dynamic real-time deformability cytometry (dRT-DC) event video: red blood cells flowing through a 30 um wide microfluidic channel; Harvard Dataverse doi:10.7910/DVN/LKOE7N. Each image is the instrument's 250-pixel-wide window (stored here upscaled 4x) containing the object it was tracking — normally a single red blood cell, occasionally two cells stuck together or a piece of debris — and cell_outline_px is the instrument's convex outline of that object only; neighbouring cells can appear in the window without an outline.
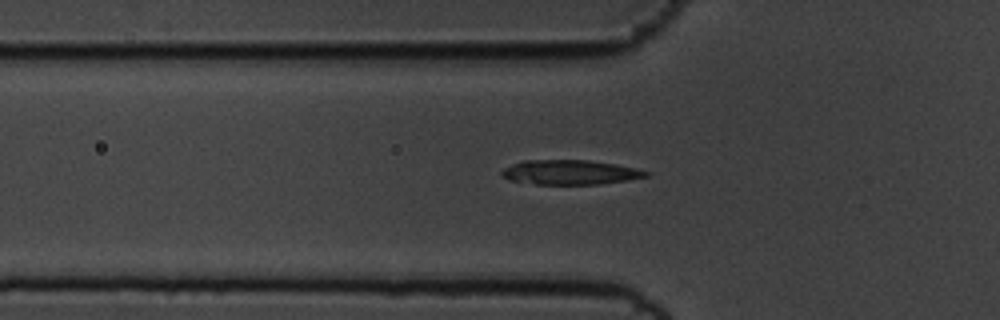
{"species": "common noctule bat (a hibernating species)", "species_latin": "Nyctalus noctula", "temperature_condition": "cold", "stored_images_in_passage": 49, "camera_frame_rate_fps": 3000, "um_per_image_px": 0.085, "animal": {"sex": "male", "body_mass_g": 19.5, "forearm_length_mm": 54.6}, "frame": {"image": 1, "passage_image": 15, "time_ms": 4.667, "image_size_px": [1000, 320], "cell_outline_px": [[652, 172], [648, 176], [628, 180], [600, 184], [536, 184], [508, 180], [500, 172], [504, 168], [512, 164], [524, 160], [588, 160], [616, 164]], "centroid_in_image_um": [48.47, 14.64], "position_along_channel_um": 77.3, "area_um2": 20.63}}
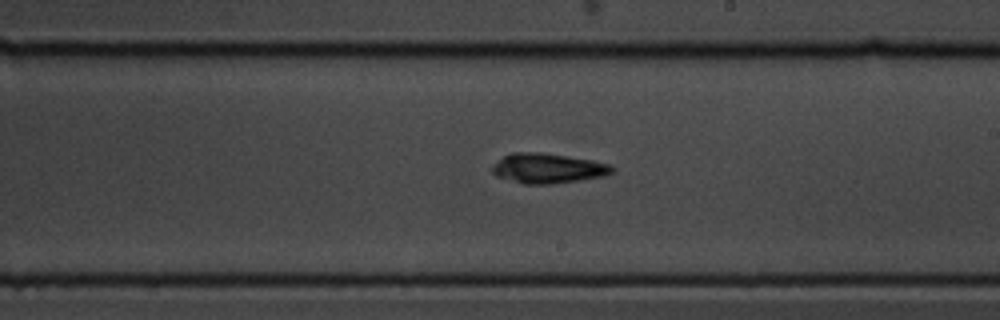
{"frame": {"image": 2, "passage_image": 29, "time_ms": 9.333, "image_size_px": [1000, 320], "cell_outline_px": [[612, 172], [604, 176], [552, 184], [524, 184], [496, 176], [492, 172], [492, 168], [504, 156], [512, 152], [540, 152], [592, 160], [608, 164], [612, 168]], "centroid_in_image_um": [46.54, 14.31], "position_along_channel_um": 242.5, "area_um2": 20.52}}
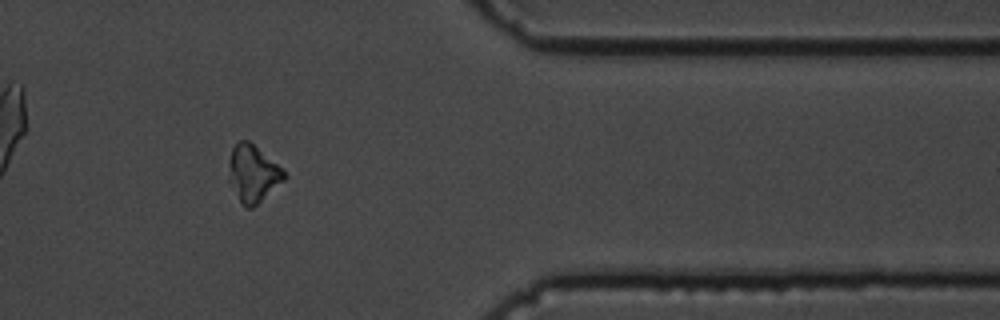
{"frame": {"image": 3, "passage_image": 43, "time_ms": 14.0, "image_size_px": [1000, 320], "cell_outline_px": [[288, 176], [284, 180], [252, 208], [244, 208], [240, 204], [228, 180], [228, 160], [232, 148], [240, 140], [248, 140], [276, 164]], "centroid_in_image_um": [21.44, 14.78], "position_along_channel_um": 390.0, "area_um2": 18.26}}